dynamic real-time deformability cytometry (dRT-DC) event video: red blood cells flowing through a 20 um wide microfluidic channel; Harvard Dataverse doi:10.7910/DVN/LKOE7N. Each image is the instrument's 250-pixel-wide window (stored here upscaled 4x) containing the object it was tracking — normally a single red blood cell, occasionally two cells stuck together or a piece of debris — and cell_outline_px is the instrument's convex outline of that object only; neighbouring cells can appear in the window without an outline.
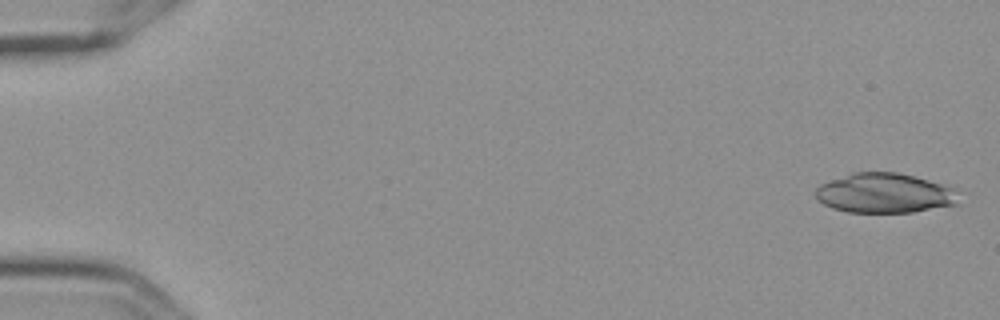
{"species": "Egyptian fruit bat (a non-hibernating species)", "species_latin": "Rousettus aegyptiacus", "temperature_condition": "cold", "stored_images_in_passage": 5, "camera_frame_rate_fps": 3000, "um_per_image_px": 0.085, "frame": {"image": 1, "passage_image": 1, "time_ms": 0.0, "image_size_px": [1000, 320], "cell_outline_px": [[960, 204], [912, 212], [848, 212], [832, 208], [824, 204], [812, 192], [820, 184], [852, 172], [896, 172], [912, 176], [940, 184], [952, 188]], "centroid_in_image_um": [75.13, 16.42], "position_along_channel_um": 9.9, "area_um2": 32.83}}